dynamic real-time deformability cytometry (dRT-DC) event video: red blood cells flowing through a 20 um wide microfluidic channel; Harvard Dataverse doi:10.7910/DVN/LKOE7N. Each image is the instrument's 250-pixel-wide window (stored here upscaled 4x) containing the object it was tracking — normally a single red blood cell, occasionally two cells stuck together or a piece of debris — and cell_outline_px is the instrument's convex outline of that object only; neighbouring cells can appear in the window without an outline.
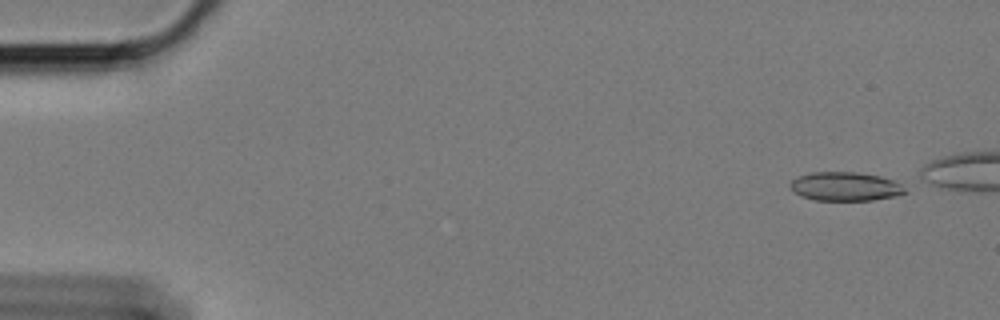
{"species": "Egyptian fruit bat (a non-hibernating species)", "species_latin": "Rousettus aegyptiacus", "temperature_condition": "cold", "stored_images_in_passage": 50, "camera_frame_rate_fps": 3000, "um_per_image_px": 0.085, "animal": {"sex": "female"}, "frame": {"image": 1, "passage_image": 2, "time_ms": 0.333, "image_size_px": [1000, 320], "cell_outline_px": [[908, 192], [896, 196], [872, 200], [816, 200], [800, 196], [788, 184], [792, 180], [800, 176], [812, 172], [856, 172], [880, 176], [892, 180], [900, 184]], "centroid_in_image_um": [71.86, 15.85], "position_along_channel_um": 13.1, "area_um2": 19.13}}
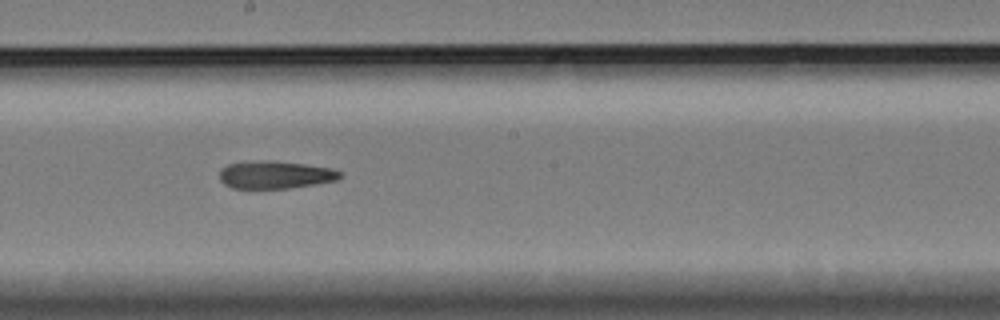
{"frame": {"image": 2, "passage_image": 31, "time_ms": 10.0, "image_size_px": [1000, 320], "cell_outline_px": [[340, 176], [336, 180], [316, 184], [288, 188], [232, 188], [224, 184], [220, 180], [220, 168], [228, 164], [264, 160], [272, 160], [304, 164], [332, 168], [340, 172]], "centroid_in_image_um": [23.37, 14.85], "position_along_channel_um": 224.8, "area_um2": 19.31}}
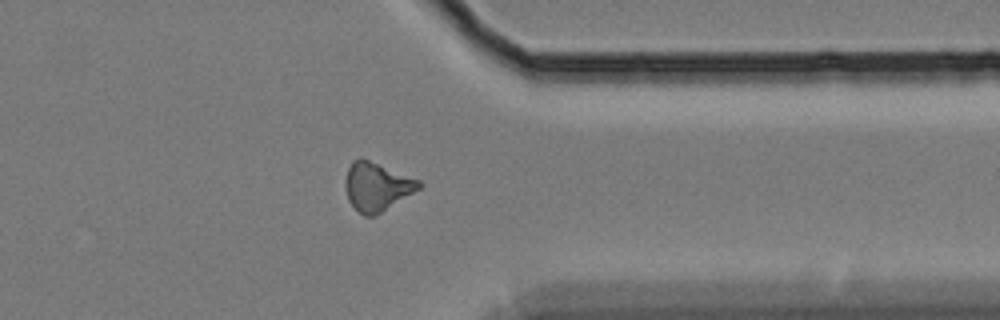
{"frame": {"image": 3, "passage_image": 45, "time_ms": 14.667, "image_size_px": [1000, 320], "cell_outline_px": [[424, 184], [420, 188], [376, 216], [364, 216], [348, 200], [344, 188], [344, 180], [348, 168], [352, 160], [360, 156], [420, 180]], "centroid_in_image_um": [32.01, 15.84], "position_along_channel_um": 379.4, "area_um2": 20.98}}